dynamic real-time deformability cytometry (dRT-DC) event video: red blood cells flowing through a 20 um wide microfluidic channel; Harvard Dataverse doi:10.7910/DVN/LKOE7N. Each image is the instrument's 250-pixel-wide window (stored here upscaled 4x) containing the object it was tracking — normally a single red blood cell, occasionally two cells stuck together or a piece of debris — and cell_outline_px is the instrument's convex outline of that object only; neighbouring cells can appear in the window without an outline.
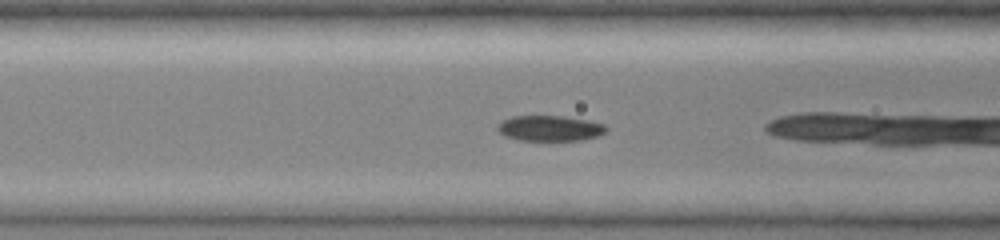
{"species": "common noctule bat (a hibernating species)", "species_latin": "Nyctalus noctula", "temperature_condition": "cold", "stored_images_in_passage": 17, "camera_frame_rate_fps": 3000, "um_per_image_px": 0.085, "animal": {"sex": "female", "body_mass_g": 19.0, "forearm_length_mm": 51.5}, "frame": {"image": 1, "passage_image": 13, "time_ms": 4.0, "image_size_px": [1000, 240], "cell_outline_px": [[608, 128], [600, 136], [580, 140], [516, 140], [504, 136], [496, 128], [496, 124], [512, 116], [564, 116], [588, 120], [604, 124]], "centroid_in_image_um": [46.72, 10.9], "position_along_channel_um": 119.9, "area_um2": 16.24}}
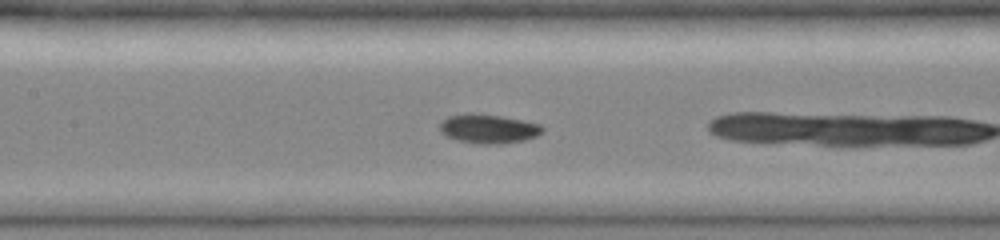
{"frame": {"image": 2, "passage_image": 16, "time_ms": 5.0, "image_size_px": [1000, 240], "cell_outline_px": [[544, 132], [536, 136], [524, 140], [500, 144], [480, 144], [456, 140], [440, 132], [440, 120], [448, 116], [468, 112], [480, 112], [540, 124], [544, 128]], "centroid_in_image_um": [41.48, 10.93], "position_along_channel_um": 165.9, "area_um2": 17.69}}